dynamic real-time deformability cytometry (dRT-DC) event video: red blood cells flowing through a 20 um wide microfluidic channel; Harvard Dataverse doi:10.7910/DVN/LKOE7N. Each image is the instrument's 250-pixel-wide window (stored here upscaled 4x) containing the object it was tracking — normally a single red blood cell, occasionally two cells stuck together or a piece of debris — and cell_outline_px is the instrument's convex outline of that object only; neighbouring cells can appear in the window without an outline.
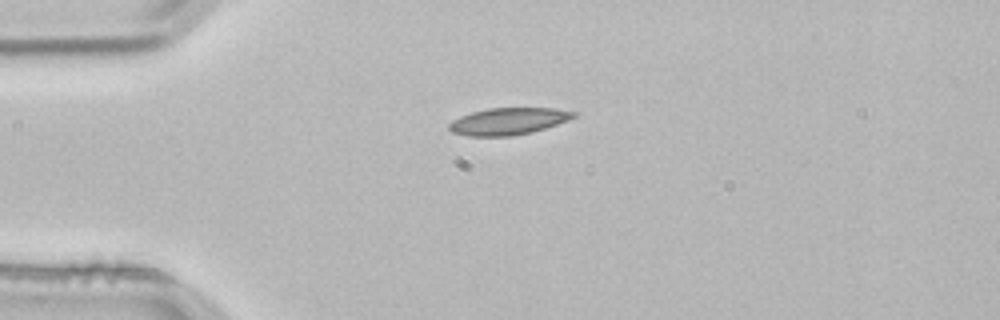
{"species": "common noctule bat (a hibernating species)", "species_latin": "Nyctalus noctula", "temperature_condition": "room temperature", "stored_images_in_passage": 1, "camera_frame_rate_fps": 3000, "um_per_image_px": 0.085, "animal": {"sex": "male", "body_mass_g": 21.5, "forearm_length_mm": 52.0}, "frame": {"image": 1, "passage_image": 1, "time_ms": 0.0, "image_size_px": [1000, 320], "cell_outline_px": [[576, 116], [568, 120], [532, 132], [512, 136], [468, 136], [452, 132], [448, 128], [448, 124], [452, 120], [460, 116], [472, 112], [488, 108], [556, 108], [576, 112]], "centroid_in_image_um": [43.18, 10.3], "position_along_channel_um": 41.8, "area_um2": 19.54}}